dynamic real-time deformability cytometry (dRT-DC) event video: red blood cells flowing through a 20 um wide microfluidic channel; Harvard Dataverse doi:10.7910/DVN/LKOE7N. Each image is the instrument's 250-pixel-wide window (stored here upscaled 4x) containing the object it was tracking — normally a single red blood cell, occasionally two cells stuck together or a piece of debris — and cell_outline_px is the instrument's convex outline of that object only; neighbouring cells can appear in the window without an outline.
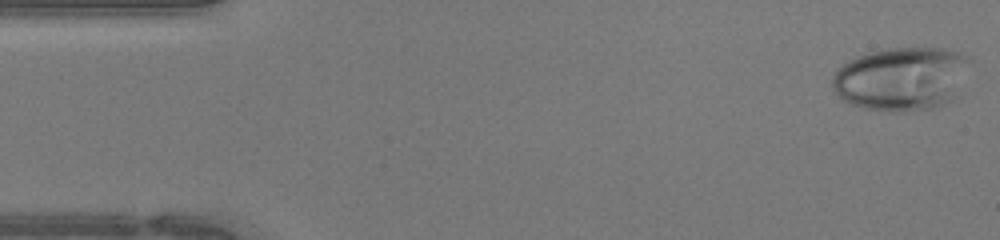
{"species": "human", "species_latin": "Homo sapiens", "temperature_condition": "warm", "stored_images_in_passage": 18, "camera_frame_rate_fps": 3000, "um_per_image_px": 0.085, "donor": {"sex": "female"}, "frame": {"image": 1, "passage_image": 1, "time_ms": 0.0, "image_size_px": [1000, 240], "cell_outline_px": [[972, 60], [956, 96], [952, 100], [936, 108], [904, 112], [888, 112], [868, 108], [852, 104], [840, 100], [832, 88], [832, 76], [836, 68], [848, 60], [856, 56], [868, 52], [884, 48], [944, 48], [968, 56]], "centroid_in_image_um": [76.61, 6.69], "position_along_channel_um": 8.4, "area_um2": 51.73}}
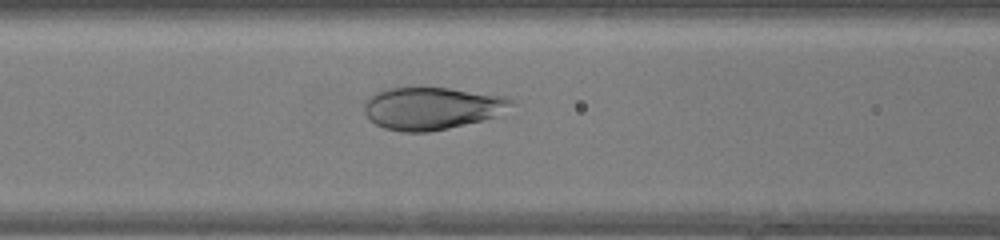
{"frame": {"image": 2, "passage_image": 18, "time_ms": 5.667, "image_size_px": [1000, 240], "cell_outline_px": [[516, 104], [496, 116], [484, 120], [448, 128], [428, 132], [404, 132], [384, 128], [376, 124], [364, 112], [364, 100], [368, 96], [384, 88], [448, 88], [508, 96]], "centroid_in_image_um": [36.71, 9.19], "position_along_channel_um": 129.9, "area_um2": 36.53}}